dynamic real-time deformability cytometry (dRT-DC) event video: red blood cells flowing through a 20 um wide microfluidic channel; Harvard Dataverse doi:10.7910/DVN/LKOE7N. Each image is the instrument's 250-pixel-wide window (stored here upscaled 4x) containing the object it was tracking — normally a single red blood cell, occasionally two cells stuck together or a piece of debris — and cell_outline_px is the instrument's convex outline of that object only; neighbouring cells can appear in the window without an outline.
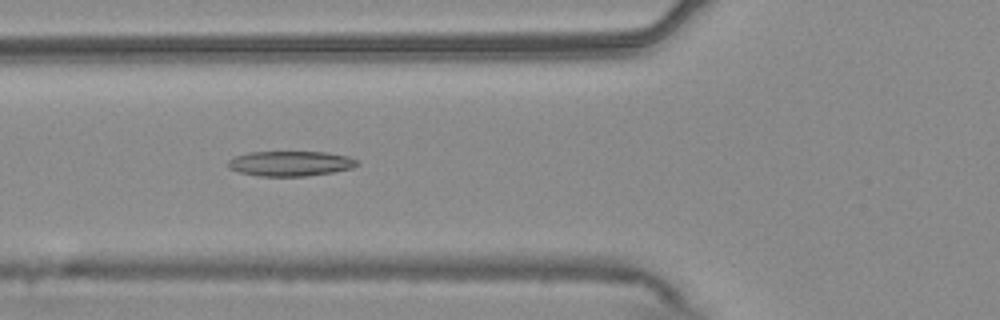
{"species": "common noctule bat (a hibernating species)", "species_latin": "Nyctalus noctula", "temperature_condition": "warm", "stored_images_in_passage": 54, "camera_frame_rate_fps": 3000, "um_per_image_px": 0.085, "animal": {"sex": "male", "body_mass_g": 20.4}, "frame": {"image": 1, "passage_image": 20, "time_ms": 6.333, "image_size_px": [1000, 320], "cell_outline_px": [[360, 164], [352, 168], [332, 172], [304, 176], [260, 176], [240, 172], [232, 168], [228, 164], [228, 160], [236, 156], [248, 152], [328, 152], [348, 156], [356, 160]], "centroid_in_image_um": [24.72, 13.89], "position_along_channel_um": 101.1, "area_um2": 18.67}}
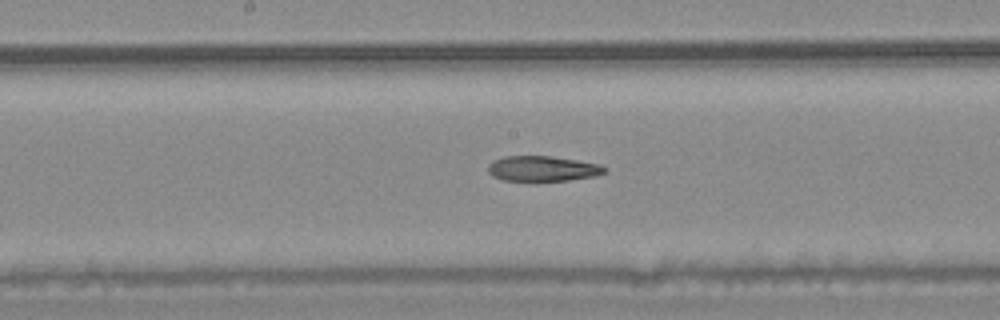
{"frame": {"image": 2, "passage_image": 28, "time_ms": 9.0, "image_size_px": [1000, 320], "cell_outline_px": [[608, 168], [604, 172], [596, 176], [568, 180], [500, 180], [492, 176], [488, 172], [488, 164], [492, 160], [504, 156], [548, 156], [576, 160], [600, 164]], "centroid_in_image_um": [46.09, 14.32], "position_along_channel_um": 202.1, "area_um2": 17.11}}
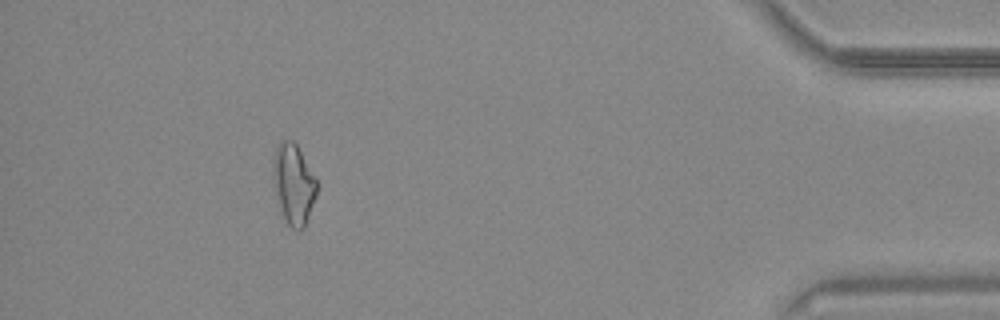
{"frame": {"image": 3, "passage_image": 49, "time_ms": 16.0, "image_size_px": [1000, 320], "cell_outline_px": [[316, 196], [304, 228], [300, 232], [292, 228], [280, 216], [276, 204], [272, 168], [272, 160], [276, 148], [280, 140], [292, 140], [296, 144], [316, 180]], "centroid_in_image_um": [24.9, 15.7], "position_along_channel_um": 410.3, "area_um2": 20.75}}